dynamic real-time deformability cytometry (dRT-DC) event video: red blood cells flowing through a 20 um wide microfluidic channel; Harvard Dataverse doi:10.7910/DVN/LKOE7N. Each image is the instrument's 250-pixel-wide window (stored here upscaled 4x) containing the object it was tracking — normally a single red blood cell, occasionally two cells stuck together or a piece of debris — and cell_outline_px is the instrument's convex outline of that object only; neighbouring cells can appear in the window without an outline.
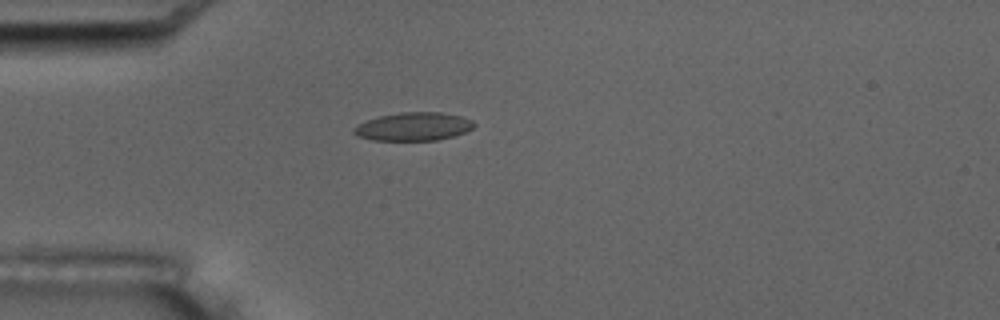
{"species": "common noctule bat (a hibernating species)", "species_latin": "Nyctalus noctula", "temperature_condition": "room temperature", "stored_images_in_passage": 3, "camera_frame_rate_fps": 3000, "um_per_image_px": 0.085, "animal": {"sex": "male", "body_mass_g": 17.5, "forearm_length_mm": 52.3}, "frame": {"image": 1, "passage_image": 2, "time_ms": 1.333, "image_size_px": [1000, 320], "cell_outline_px": [[476, 124], [472, 128], [464, 132], [452, 136], [436, 140], [372, 140], [356, 136], [352, 132], [352, 128], [356, 124], [380, 116], [400, 112], [440, 112], [460, 116], [472, 120]], "centroid_in_image_um": [35.1, 10.75], "position_along_channel_um": 49.9, "area_um2": 19.77}}